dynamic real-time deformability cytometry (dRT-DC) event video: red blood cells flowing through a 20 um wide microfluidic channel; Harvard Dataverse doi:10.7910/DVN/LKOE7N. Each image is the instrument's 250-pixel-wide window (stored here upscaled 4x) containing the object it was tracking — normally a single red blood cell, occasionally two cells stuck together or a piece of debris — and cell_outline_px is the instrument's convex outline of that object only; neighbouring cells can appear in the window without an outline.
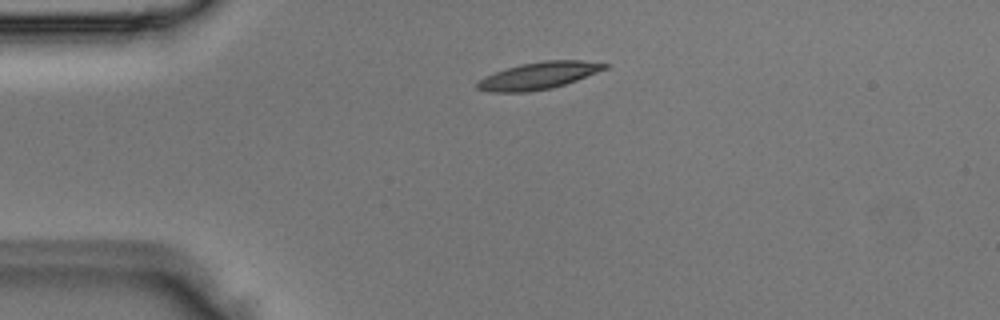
{"species": "Egyptian fruit bat (a non-hibernating species)", "species_latin": "Rousettus aegyptiacus", "temperature_condition": "room temperature", "stored_images_in_passage": 2, "camera_frame_rate_fps": 3000, "um_per_image_px": 0.085, "animal": {"sex": "male"}, "frame": {"image": 1, "passage_image": 1, "time_ms": 0.0, "image_size_px": [1000, 320], "cell_outline_px": [[608, 68], [576, 80], [552, 88], [528, 92], [488, 92], [476, 88], [476, 84], [484, 76], [520, 64], [544, 60], [580, 60], [608, 64]], "centroid_in_image_um": [45.77, 6.43], "position_along_channel_um": 39.2, "area_um2": 19.94}}
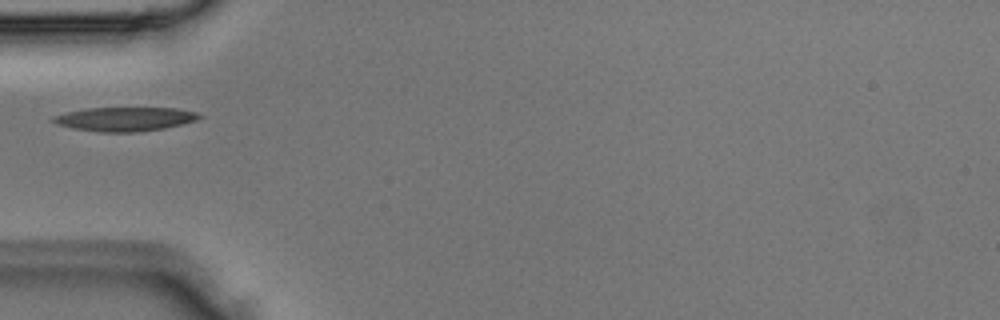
{"frame": {"image": 2, "passage_image": 2, "time_ms": 0.333, "image_size_px": [1000, 320], "cell_outline_px": [[204, 116], [196, 120], [164, 128], [136, 132], [100, 132], [72, 128], [56, 124], [52, 120], [52, 116], [68, 112], [88, 108], [176, 108], [196, 112]], "centroid_in_image_um": [10.61, 10.12], "position_along_channel_um": 74.4, "area_um2": 20.29}}